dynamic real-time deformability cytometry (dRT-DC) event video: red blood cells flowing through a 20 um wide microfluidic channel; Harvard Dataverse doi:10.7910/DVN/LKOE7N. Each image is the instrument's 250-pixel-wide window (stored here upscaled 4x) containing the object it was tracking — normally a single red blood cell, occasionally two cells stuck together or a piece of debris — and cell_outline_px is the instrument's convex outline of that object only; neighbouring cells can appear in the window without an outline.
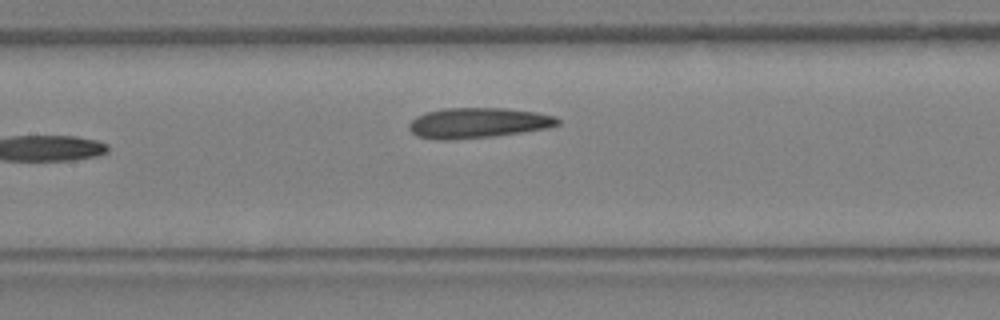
{"species": "Egyptian fruit bat (a non-hibernating species)", "species_latin": "Rousettus aegyptiacus", "temperature_condition": "warm", "stored_images_in_passage": 10, "camera_frame_rate_fps": 3000, "um_per_image_px": 0.085, "animal": {"sex": "female"}, "frame": {"image": 1, "passage_image": 10, "time_ms": 3.0, "image_size_px": [1000, 320], "cell_outline_px": [[560, 124], [544, 128], [520, 132], [492, 136], [448, 140], [444, 140], [416, 136], [408, 128], [408, 124], [416, 116], [428, 112], [444, 108], [504, 108], [536, 112], [556, 116], [560, 120]], "centroid_in_image_um": [40.61, 10.44], "position_along_channel_um": 166.8, "area_um2": 26.01}}